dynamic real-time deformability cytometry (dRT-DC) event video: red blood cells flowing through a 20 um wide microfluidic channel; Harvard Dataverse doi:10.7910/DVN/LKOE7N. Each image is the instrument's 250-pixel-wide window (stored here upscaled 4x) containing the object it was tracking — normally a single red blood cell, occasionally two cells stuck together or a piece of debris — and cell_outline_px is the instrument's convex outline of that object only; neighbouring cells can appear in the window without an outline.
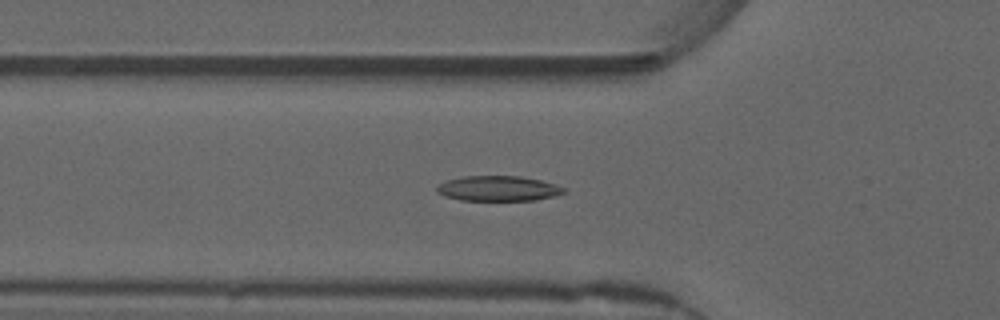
{"species": "common noctule bat (a hibernating species)", "species_latin": "Nyctalus noctula", "temperature_condition": "warm", "stored_images_in_passage": 48, "camera_frame_rate_fps": 3000, "um_per_image_px": 0.085, "animal": {"sex": "male", "forearm_length_mm": 52.5}, "frame": {"image": 1, "passage_image": 18, "time_ms": 5.667, "image_size_px": [1000, 320], "cell_outline_px": [[568, 192], [556, 196], [536, 200], [460, 200], [444, 196], [436, 192], [436, 188], [444, 180], [464, 176], [520, 176], [540, 180], [556, 184], [564, 188]], "centroid_in_image_um": [42.36, 16.02], "position_along_channel_um": 83.4, "area_um2": 18.79}, "authors_computed_cell_mechanics": {"area_um2": 18.0914, "velocity_mm_per_s": 3.7236, "shape_relaxation_time_tau1_ms": 10.9712, "shape_relaxation_time_tau2_ms": 1.6105, "deformation_change_tau1": 0.2735, "deformation_change_tau2": 0.0621}}